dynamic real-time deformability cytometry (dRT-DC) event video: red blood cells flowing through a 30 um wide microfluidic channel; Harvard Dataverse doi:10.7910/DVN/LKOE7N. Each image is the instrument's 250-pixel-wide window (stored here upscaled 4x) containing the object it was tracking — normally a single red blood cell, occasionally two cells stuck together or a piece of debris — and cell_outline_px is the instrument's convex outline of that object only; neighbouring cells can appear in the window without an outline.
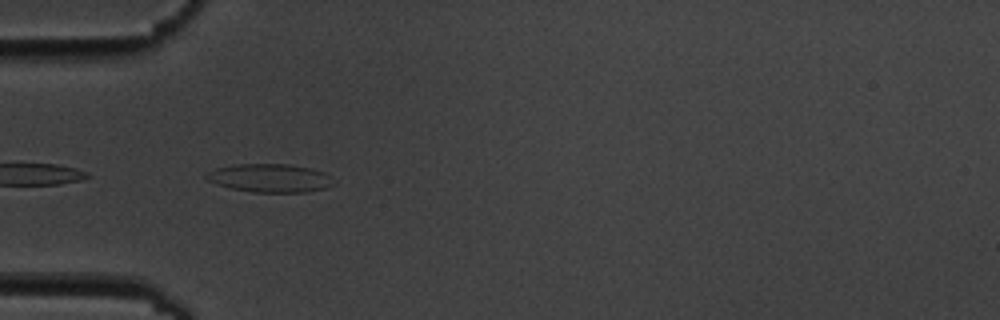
{"species": "common noctule bat (a hibernating species)", "species_latin": "Nyctalus noctula", "temperature_condition": "cold", "stored_images_in_passage": 9, "camera_frame_rate_fps": 3000, "um_per_image_px": 0.085, "animal": {"sex": "male", "body_mass_g": 19.5, "forearm_length_mm": 54.6}, "frame": {"image": 1, "passage_image": 6, "time_ms": 5.667, "image_size_px": [1000, 320], "cell_outline_px": [[336, 184], [328, 188], [304, 192], [252, 192], [232, 188], [216, 184], [208, 180], [204, 176], [208, 172], [216, 168], [236, 164], [288, 164], [312, 168], [324, 172], [336, 180]], "centroid_in_image_um": [23.01, 15.13], "position_along_channel_um": 62.0, "area_um2": 21.21}}
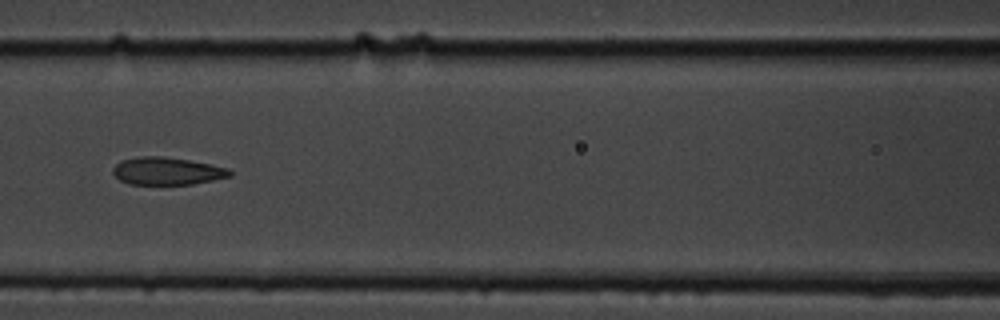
{"frame": {"image": 2, "passage_image": 8, "time_ms": 8.333, "image_size_px": [1000, 320], "cell_outline_px": [[232, 176], [192, 184], [128, 184], [120, 180], [112, 172], [112, 168], [120, 160], [140, 156], [160, 156], [188, 160], [228, 168], [232, 172]], "centroid_in_image_um": [14.17, 14.54], "position_along_channel_um": 152.4, "area_um2": 18.67}}
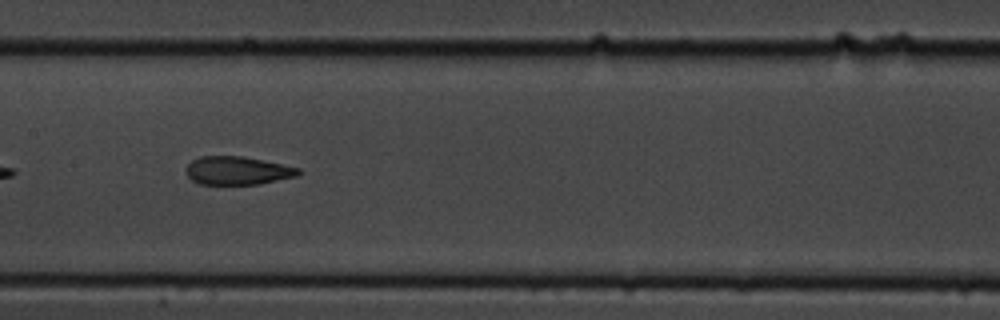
{"frame": {"image": 3, "passage_image": 9, "time_ms": 9.333, "image_size_px": [1000, 320], "cell_outline_px": [[300, 172], [296, 176], [260, 184], [200, 184], [192, 180], [188, 176], [188, 164], [192, 160], [200, 156], [244, 156], [264, 160], [300, 168]], "centroid_in_image_um": [20.2, 14.49], "position_along_channel_um": 187.2, "area_um2": 18.38}}